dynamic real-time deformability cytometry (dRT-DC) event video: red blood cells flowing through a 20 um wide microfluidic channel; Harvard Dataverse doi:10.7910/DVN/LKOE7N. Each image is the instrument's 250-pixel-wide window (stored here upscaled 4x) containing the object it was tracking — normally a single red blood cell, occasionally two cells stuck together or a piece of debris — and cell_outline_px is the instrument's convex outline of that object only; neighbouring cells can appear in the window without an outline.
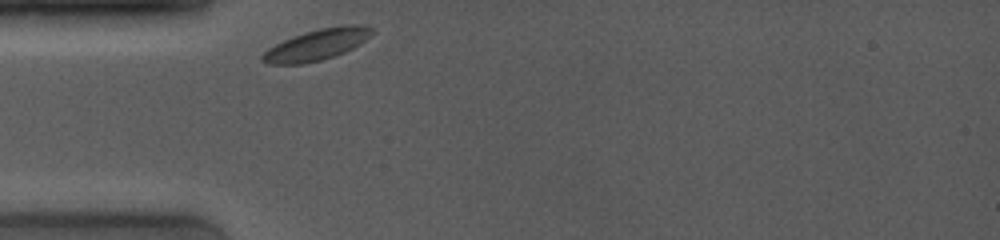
{"species": "common noctule bat (a hibernating species)", "species_latin": "Nyctalus noctula", "temperature_condition": "room temperature", "stored_images_in_passage": 6, "camera_frame_rate_fps": 4000, "um_per_image_px": 0.085, "animal": {"sex": "female", "body_mass_g": 19.0, "forearm_length_mm": 53.3}, "frame": {"image": 1, "passage_image": 1, "time_ms": 0.0, "image_size_px": [1000, 240], "cell_outline_px": [[372, 32], [360, 44], [344, 52], [320, 60], [304, 64], [268, 64], [260, 60], [260, 56], [268, 48], [292, 36], [320, 28], [344, 24], [360, 24], [372, 28]], "centroid_in_image_um": [26.89, 3.79], "position_along_channel_um": 58.1, "area_um2": 19.65}}